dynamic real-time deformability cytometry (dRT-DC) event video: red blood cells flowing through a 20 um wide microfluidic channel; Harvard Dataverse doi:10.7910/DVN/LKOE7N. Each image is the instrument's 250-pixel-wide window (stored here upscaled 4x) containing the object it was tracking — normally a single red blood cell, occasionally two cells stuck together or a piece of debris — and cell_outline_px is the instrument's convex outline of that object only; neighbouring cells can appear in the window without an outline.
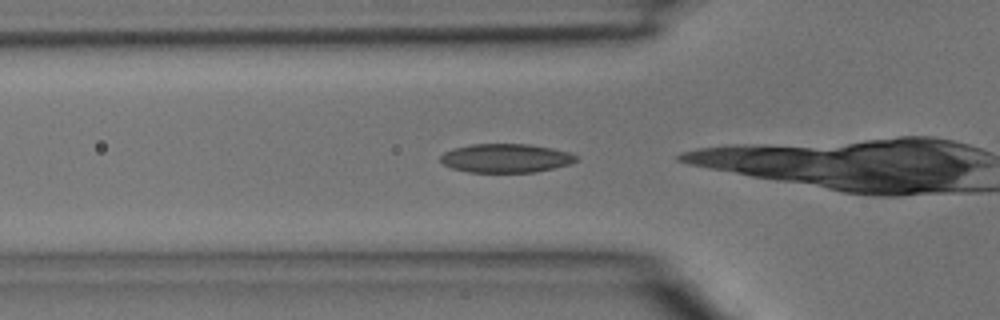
{"species": "common noctule bat (a hibernating species)", "species_latin": "Nyctalus noctula", "temperature_condition": "room temperature", "stored_images_in_passage": 37, "camera_frame_rate_fps": 3000, "um_per_image_px": 0.085, "animal": {"sex": "male", "body_mass_g": 15.6}, "frame": {"image": 1, "passage_image": 9, "time_ms": 2.667, "image_size_px": [1000, 320], "cell_outline_px": [[580, 160], [568, 164], [536, 172], [468, 172], [452, 168], [444, 164], [440, 160], [440, 156], [444, 152], [452, 148], [472, 144], [528, 144], [552, 148], [568, 152], [580, 156]], "centroid_in_image_um": [43.0, 13.44], "position_along_channel_um": 82.8, "area_um2": 22.83}}
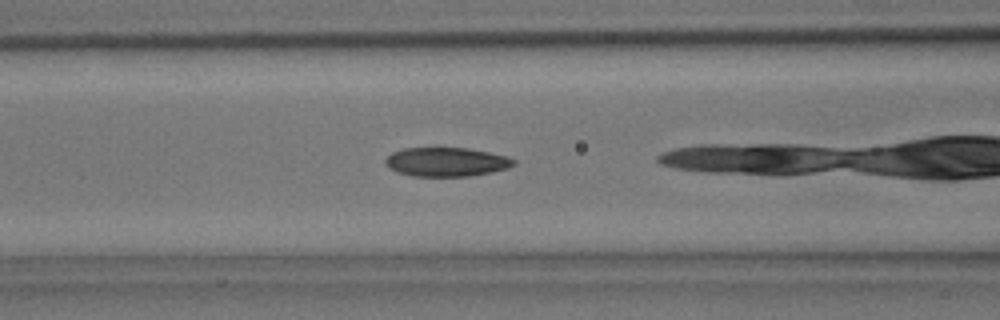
{"frame": {"image": 2, "passage_image": 12, "time_ms": 3.667, "image_size_px": [1000, 320], "cell_outline_px": [[516, 164], [508, 168], [492, 172], [472, 176], [412, 176], [396, 172], [388, 168], [384, 164], [384, 160], [392, 152], [404, 148], [468, 148], [508, 156], [516, 160]], "centroid_in_image_um": [37.94, 13.77], "position_along_channel_um": 128.7, "area_um2": 21.91}}
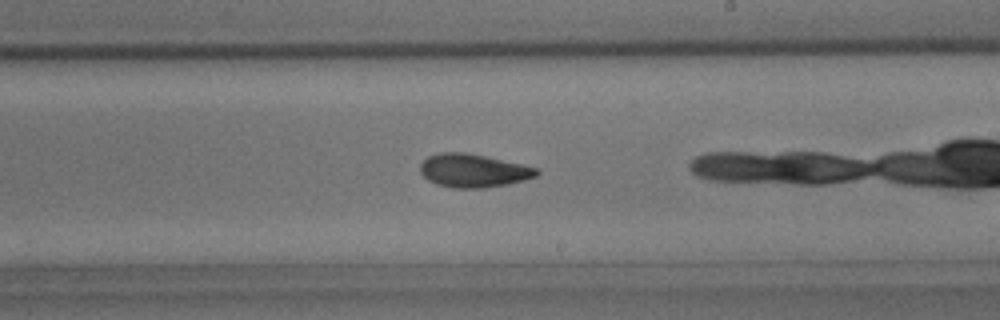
{"frame": {"image": 3, "passage_image": 20, "time_ms": 6.333, "image_size_px": [1000, 320], "cell_outline_px": [[540, 172], [536, 176], [524, 180], [508, 184], [484, 188], [452, 188], [436, 184], [428, 180], [420, 172], [420, 164], [428, 156], [440, 152], [464, 152], [524, 164], [540, 168]], "centroid_in_image_um": [40.25, 14.5], "position_along_channel_um": 248.8, "area_um2": 22.77}}